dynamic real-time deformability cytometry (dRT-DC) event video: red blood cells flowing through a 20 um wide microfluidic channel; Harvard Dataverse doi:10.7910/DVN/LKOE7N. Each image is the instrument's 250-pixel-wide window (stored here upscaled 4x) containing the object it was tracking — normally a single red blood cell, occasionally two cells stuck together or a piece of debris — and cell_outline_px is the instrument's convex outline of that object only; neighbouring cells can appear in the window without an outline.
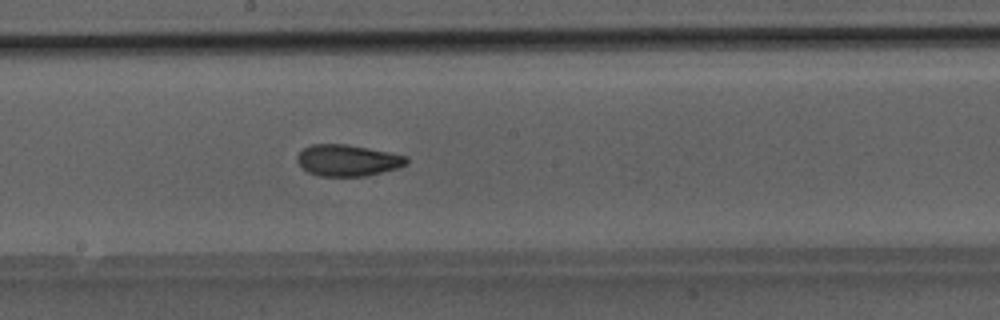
{"species": "Egyptian fruit bat (a non-hibernating species)", "species_latin": "Rousettus aegyptiacus", "temperature_condition": "room temperature", "stored_images_in_passage": 25, "camera_frame_rate_fps": 3000, "um_per_image_px": 0.085, "animal": {"sex": "male"}, "frame": {"image": 1, "passage_image": 22, "time_ms": 7.0, "image_size_px": [1000, 320], "cell_outline_px": [[408, 164], [400, 168], [364, 176], [320, 176], [308, 172], [296, 160], [296, 156], [304, 148], [312, 144], [348, 144], [408, 156]], "centroid_in_image_um": [29.58, 13.63], "position_along_channel_um": 218.6, "area_um2": 20.06}}